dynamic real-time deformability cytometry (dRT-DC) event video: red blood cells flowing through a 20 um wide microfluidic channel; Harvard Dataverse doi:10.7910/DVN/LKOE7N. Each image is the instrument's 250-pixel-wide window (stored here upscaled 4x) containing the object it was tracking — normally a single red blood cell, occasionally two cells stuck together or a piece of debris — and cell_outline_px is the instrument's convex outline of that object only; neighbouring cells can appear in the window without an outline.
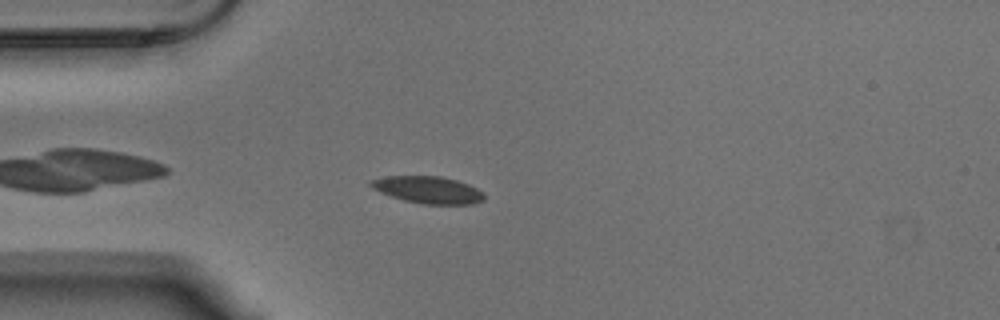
{"species": "Egyptian fruit bat (a non-hibernating species)", "species_latin": "Rousettus aegyptiacus", "temperature_condition": "warm", "stored_images_in_passage": 47, "camera_frame_rate_fps": 3000, "um_per_image_px": 0.085, "animal": {"sex": "male"}, "frame": {"image": 1, "passage_image": 5, "time_ms": 1.333, "image_size_px": [1000, 320], "cell_outline_px": [[484, 200], [472, 204], [424, 204], [404, 200], [380, 192], [372, 188], [368, 184], [368, 180], [388, 176], [440, 176], [456, 180], [468, 184], [484, 192]], "centroid_in_image_um": [36.37, 16.13], "position_along_channel_um": 48.6, "area_um2": 17.86}}
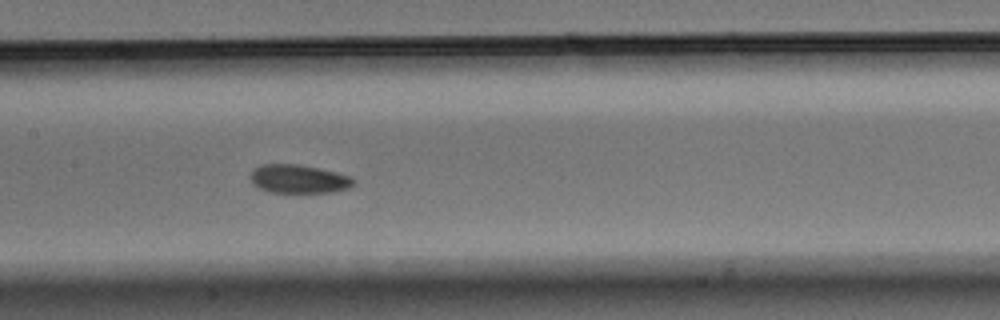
{"frame": {"image": 2, "passage_image": 17, "time_ms": 5.333, "image_size_px": [1000, 320], "cell_outline_px": [[356, 180], [348, 188], [332, 192], [272, 192], [260, 188], [252, 184], [252, 172], [256, 168], [264, 164], [296, 164], [316, 168], [348, 176]], "centroid_in_image_um": [25.37, 15.22], "position_along_channel_um": 182.0, "area_um2": 16.59}}
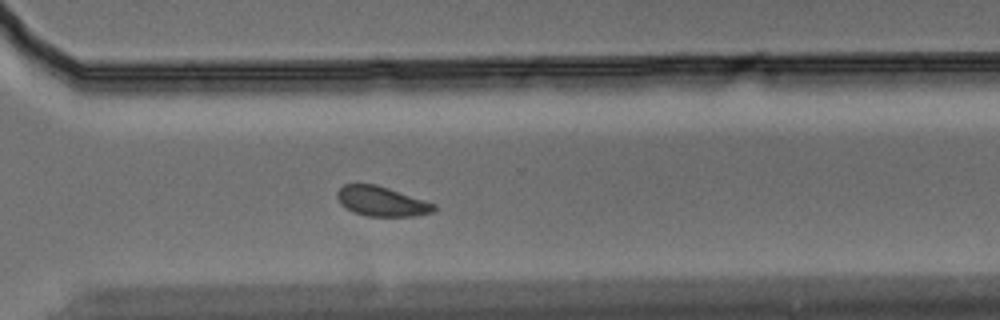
{"frame": {"image": 3, "passage_image": 30, "time_ms": 9.667, "image_size_px": [1000, 320], "cell_outline_px": [[436, 208], [432, 212], [412, 216], [368, 216], [352, 212], [340, 204], [336, 196], [336, 192], [344, 184], [376, 184], [436, 204]], "centroid_in_image_um": [32.4, 17.11], "position_along_channel_um": 338.2, "area_um2": 16.7}}